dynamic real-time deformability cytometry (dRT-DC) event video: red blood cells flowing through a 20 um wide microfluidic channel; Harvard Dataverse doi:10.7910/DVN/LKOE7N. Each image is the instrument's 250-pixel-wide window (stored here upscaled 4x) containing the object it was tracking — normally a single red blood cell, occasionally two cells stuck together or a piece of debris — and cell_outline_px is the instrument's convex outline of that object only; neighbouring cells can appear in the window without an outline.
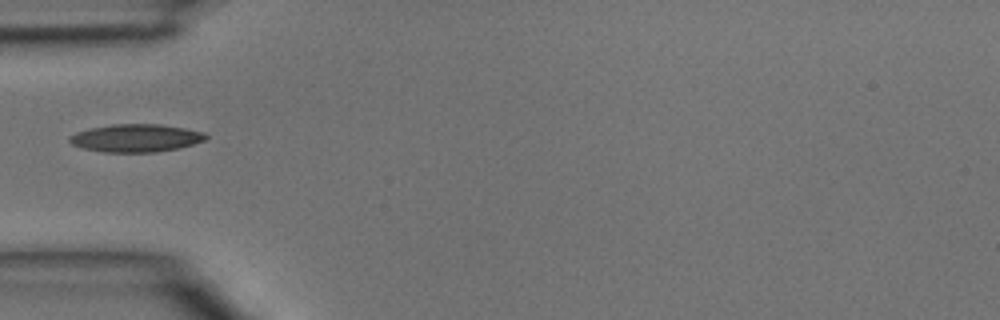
{"species": "common noctule bat (a hibernating species)", "species_latin": "Nyctalus noctula", "temperature_condition": "room temperature", "stored_images_in_passage": 1, "camera_frame_rate_fps": 3000, "um_per_image_px": 0.085, "animal": {"sex": "male", "body_mass_g": 15.6}, "frame": {"image": 1, "passage_image": 1, "time_ms": 0.0, "image_size_px": [1000, 320], "cell_outline_px": [[208, 136], [204, 140], [192, 144], [176, 148], [156, 152], [104, 152], [84, 148], [72, 144], [68, 140], [68, 136], [76, 132], [88, 128], [112, 124], [160, 124], [184, 128], [204, 132]], "centroid_in_image_um": [11.51, 11.72], "position_along_channel_um": 73.5, "area_um2": 22.02}}